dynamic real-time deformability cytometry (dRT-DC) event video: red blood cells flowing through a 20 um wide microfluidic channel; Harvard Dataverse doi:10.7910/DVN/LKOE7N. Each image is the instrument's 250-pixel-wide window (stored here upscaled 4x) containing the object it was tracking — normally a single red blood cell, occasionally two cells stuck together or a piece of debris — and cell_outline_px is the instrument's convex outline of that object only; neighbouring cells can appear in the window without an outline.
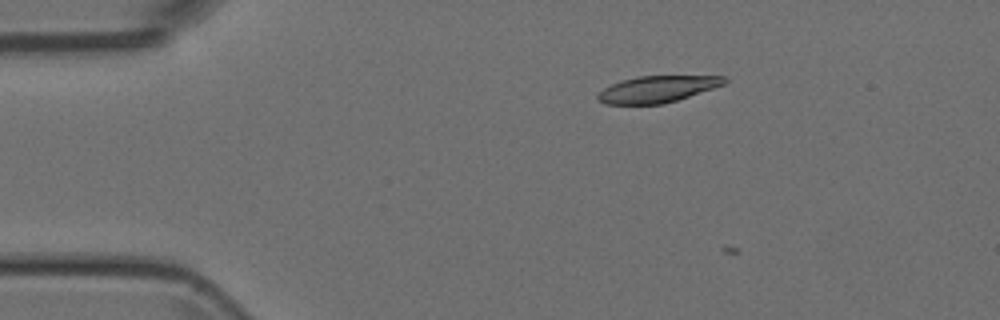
{"species": "Egyptian fruit bat (a non-hibernating species)", "species_latin": "Rousettus aegyptiacus", "temperature_condition": "room temperature", "stored_images_in_passage": 2, "camera_frame_rate_fps": 3000, "um_per_image_px": 0.085, "animal": {"sex": "female"}, "frame": {"image": 1, "passage_image": 1, "time_ms": 0.0, "image_size_px": [1000, 320], "cell_outline_px": [[728, 80], [724, 84], [676, 100], [660, 104], [604, 104], [596, 100], [596, 96], [604, 88], [620, 80], [636, 76], [724, 76]], "centroid_in_image_um": [55.81, 7.57], "position_along_channel_um": 29.2, "area_um2": 19.42}}